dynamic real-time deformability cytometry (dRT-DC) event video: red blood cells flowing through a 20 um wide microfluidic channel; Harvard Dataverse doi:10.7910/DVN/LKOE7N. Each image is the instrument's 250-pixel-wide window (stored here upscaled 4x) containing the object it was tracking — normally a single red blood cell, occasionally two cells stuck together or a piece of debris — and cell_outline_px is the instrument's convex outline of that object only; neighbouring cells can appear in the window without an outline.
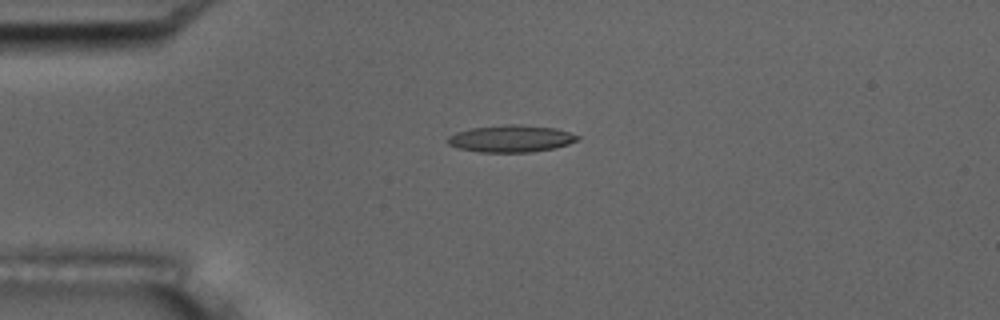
{"species": "common noctule bat (a hibernating species)", "species_latin": "Nyctalus noctula", "temperature_condition": "room temperature", "stored_images_in_passage": 3, "camera_frame_rate_fps": 3000, "um_per_image_px": 0.085, "animal": {"sex": "male", "body_mass_g": 17.5, "forearm_length_mm": 52.3}, "frame": {"image": 1, "passage_image": 2, "time_ms": 2.333, "image_size_px": [1000, 320], "cell_outline_px": [[580, 140], [556, 148], [532, 152], [480, 152], [456, 148], [448, 144], [448, 136], [456, 132], [468, 128], [504, 124], [516, 124], [556, 128], [580, 136]], "centroid_in_image_um": [43.43, 11.78], "position_along_channel_um": 41.6, "area_um2": 20.69}}